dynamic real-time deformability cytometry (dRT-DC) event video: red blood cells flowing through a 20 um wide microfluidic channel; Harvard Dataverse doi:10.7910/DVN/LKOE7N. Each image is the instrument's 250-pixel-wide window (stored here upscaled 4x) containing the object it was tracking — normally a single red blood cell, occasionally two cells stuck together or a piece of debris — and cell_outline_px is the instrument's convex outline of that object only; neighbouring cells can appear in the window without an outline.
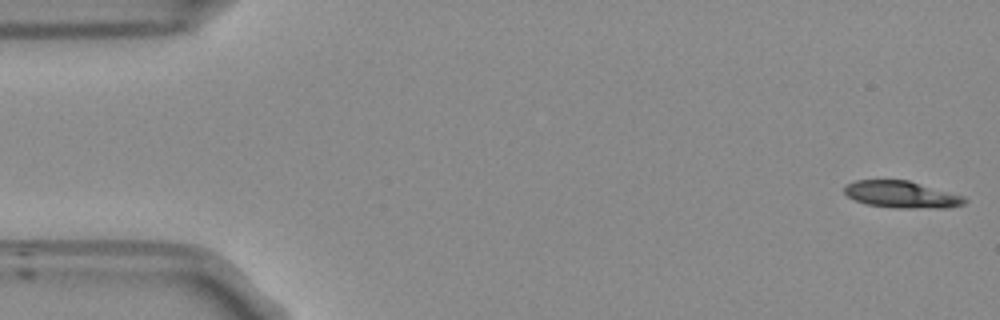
{"species": "Egyptian fruit bat (a non-hibernating species)", "species_latin": "Rousettus aegyptiacus", "temperature_condition": "room temperature", "stored_images_in_passage": 52, "camera_frame_rate_fps": 3000, "um_per_image_px": 0.085, "frame": {"image": 1, "passage_image": 1, "time_ms": 0.0, "image_size_px": [1000, 320], "cell_outline_px": [[968, 200], [964, 204], [948, 208], [896, 208], [868, 204], [856, 200], [848, 196], [844, 192], [844, 184], [856, 180], [908, 180], [964, 196]], "centroid_in_image_um": [76.65, 16.53], "position_along_channel_um": 8.4, "area_um2": 18.84}}
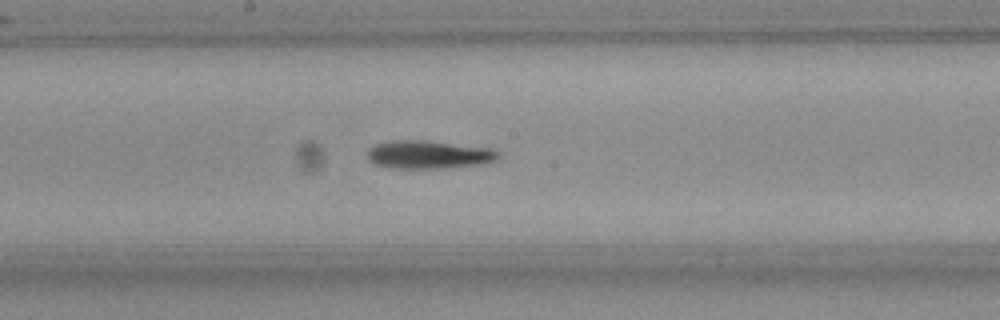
{"frame": {"image": 2, "passage_image": 27, "time_ms": 8.667, "image_size_px": [1000, 320], "cell_outline_px": [[500, 156], [496, 160], [488, 164], [448, 168], [388, 168], [372, 164], [368, 160], [368, 148], [376, 144], [392, 140], [424, 140], [496, 148], [500, 152]], "centroid_in_image_um": [36.5, 13.15], "position_along_channel_um": 211.7, "area_um2": 22.14}}
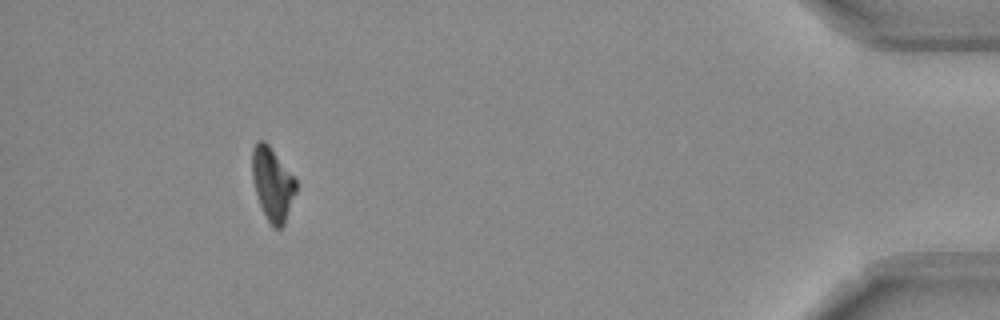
{"frame": {"image": 3, "passage_image": 48, "time_ms": 15.667, "image_size_px": [1000, 320], "cell_outline_px": [[296, 192], [284, 224], [280, 228], [272, 228], [260, 204], [252, 180], [252, 148], [256, 140], [264, 140], [268, 144], [296, 180]], "centroid_in_image_um": [23.14, 15.62], "position_along_channel_um": 412.1, "area_um2": 18.44}, "authors_computed_cell_mechanics": {"area_um2": 19.9988, "velocity_mm_per_s": 3.815, "shape_relaxation_time_tau1_ms": 8.0688, "shape_relaxation_time_tau2_ms": null, "deformation_change_tau1": 0.2103, "deformation_change_tau2": null}}